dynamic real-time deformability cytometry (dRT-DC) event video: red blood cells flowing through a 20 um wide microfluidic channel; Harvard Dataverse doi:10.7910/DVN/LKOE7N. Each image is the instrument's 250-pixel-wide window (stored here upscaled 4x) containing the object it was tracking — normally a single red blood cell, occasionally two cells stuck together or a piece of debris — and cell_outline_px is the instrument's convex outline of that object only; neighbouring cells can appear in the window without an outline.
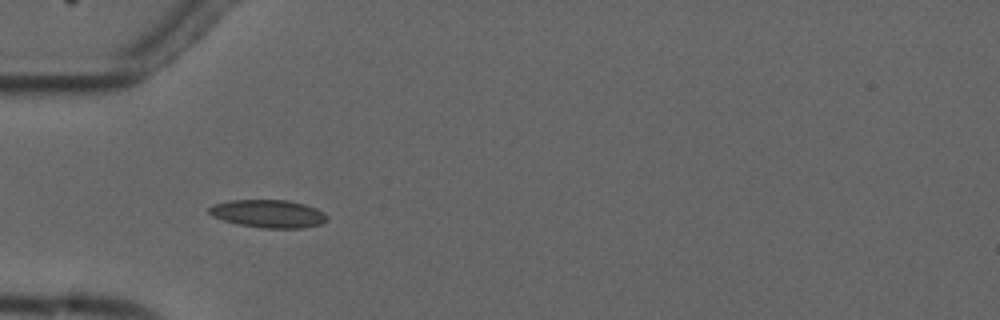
{"species": "common noctule bat (a hibernating species)", "species_latin": "Nyctalus noctula", "temperature_condition": "cold", "stored_images_in_passage": 4, "camera_frame_rate_fps": 3000, "um_per_image_px": 0.085, "animal": {"sex": "male", "forearm_length_mm": 52.5}, "frame": {"image": 1, "passage_image": 4, "time_ms": 4.0, "image_size_px": [1000, 320], "cell_outline_px": [[328, 220], [320, 224], [304, 228], [260, 228], [240, 224], [224, 220], [212, 216], [208, 212], [208, 208], [212, 204], [232, 200], [288, 200], [304, 204], [316, 208], [324, 212], [328, 216]], "centroid_in_image_um": [22.82, 18.16], "position_along_channel_um": 62.2, "area_um2": 19.25}}